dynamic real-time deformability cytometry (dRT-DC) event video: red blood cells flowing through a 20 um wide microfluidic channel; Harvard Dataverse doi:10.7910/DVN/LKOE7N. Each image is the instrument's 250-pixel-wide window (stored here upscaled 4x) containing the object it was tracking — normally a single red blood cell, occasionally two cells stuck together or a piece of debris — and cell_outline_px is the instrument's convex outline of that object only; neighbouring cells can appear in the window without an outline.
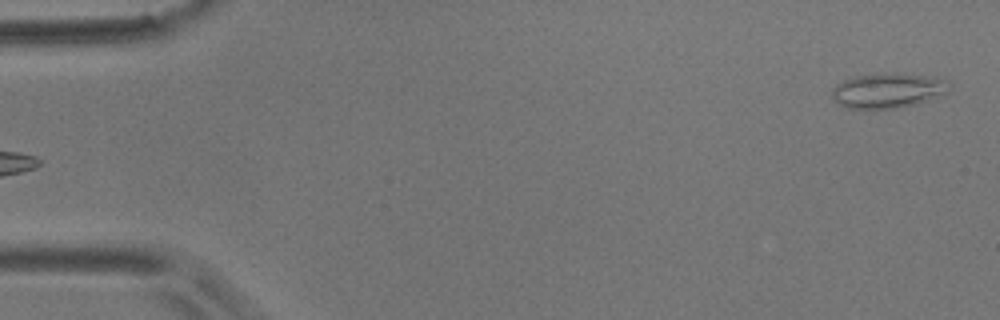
{"species": "common noctule bat (a hibernating species)", "species_latin": "Nyctalus noctula", "temperature_condition": "room temperature", "stored_images_in_passage": 6, "camera_frame_rate_fps": 3000, "um_per_image_px": 0.085, "animal": {"sex": "male", "body_mass_g": 17.9}, "frame": {"image": 1, "passage_image": 6, "time_ms": 1.667, "image_size_px": [1000, 320], "cell_outline_px": [[948, 92], [916, 104], [896, 108], [848, 108], [840, 104], [832, 96], [832, 88], [836, 84], [844, 80], [856, 76], [872, 72], [896, 72], [936, 76], [948, 80]], "centroid_in_image_um": [75.49, 7.65], "position_along_channel_um": 9.5, "area_um2": 24.16}}